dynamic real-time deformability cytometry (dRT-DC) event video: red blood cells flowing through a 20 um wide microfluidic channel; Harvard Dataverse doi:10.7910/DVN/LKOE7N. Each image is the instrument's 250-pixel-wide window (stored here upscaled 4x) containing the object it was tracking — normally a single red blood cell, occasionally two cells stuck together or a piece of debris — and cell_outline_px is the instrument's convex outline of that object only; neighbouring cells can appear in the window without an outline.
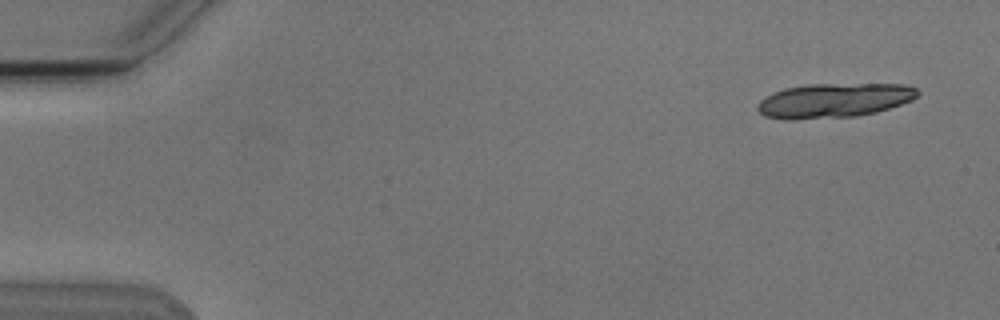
{"species": "Egyptian fruit bat (a non-hibernating species)", "species_latin": "Rousettus aegyptiacus", "temperature_condition": "cold", "stored_images_in_passage": 5, "camera_frame_rate_fps": 3000, "um_per_image_px": 0.085, "animal": {"sex": "male"}, "frame": {"image": 1, "passage_image": 1, "time_ms": 0.0, "image_size_px": [1000, 320], "cell_outline_px": [[920, 92], [912, 100], [876, 112], [856, 116], [792, 120], [788, 120], [764, 116], [756, 108], [760, 100], [784, 88], [808, 84], [908, 84], [916, 88]], "centroid_in_image_um": [70.9, 8.54], "position_along_channel_um": 14.1, "area_um2": 32.08}}